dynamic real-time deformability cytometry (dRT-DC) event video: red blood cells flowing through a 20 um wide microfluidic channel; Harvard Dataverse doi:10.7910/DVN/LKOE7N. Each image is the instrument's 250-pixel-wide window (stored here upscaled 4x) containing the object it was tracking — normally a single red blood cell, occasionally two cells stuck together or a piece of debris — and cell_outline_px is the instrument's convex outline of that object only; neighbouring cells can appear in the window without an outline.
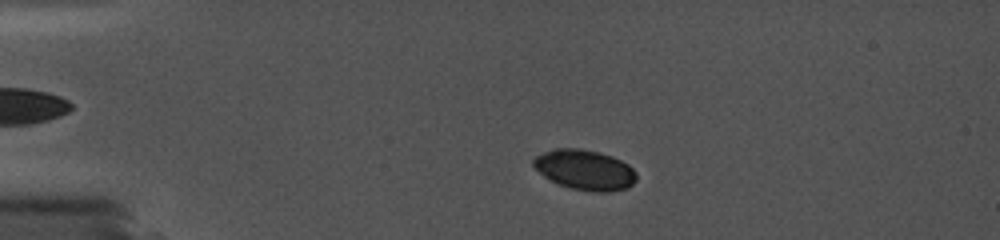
{"species": "common noctule bat (a hibernating species)", "species_latin": "Nyctalus noctula", "temperature_condition": "cold", "stored_images_in_passage": 42, "camera_frame_rate_fps": 5000, "um_per_image_px": 0.085, "animal": {"sex": "female", "body_mass_g": 19.0, "forearm_length_mm": 56.7}, "frame": {"image": 1, "passage_image": 12, "time_ms": 2.2, "image_size_px": [1000, 240], "cell_outline_px": [[636, 180], [628, 188], [608, 192], [596, 192], [572, 188], [560, 184], [544, 176], [532, 164], [532, 160], [536, 156], [544, 152], [556, 148], [580, 148], [600, 152], [612, 156], [628, 164], [636, 172]], "centroid_in_image_um": [49.74, 14.43], "position_along_channel_um": 35.3, "area_um2": 23.99}}
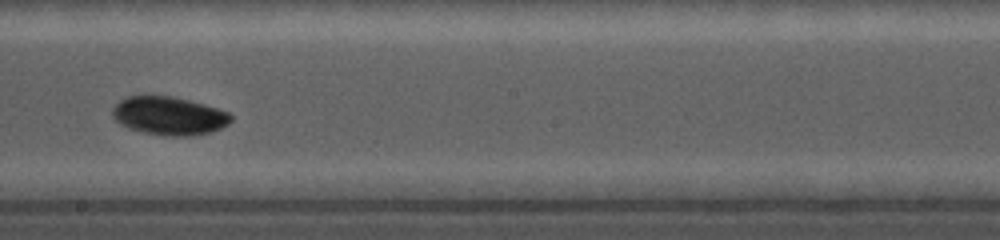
{"frame": {"image": 2, "passage_image": 32, "time_ms": 9.0, "image_size_px": [1000, 240], "cell_outline_px": [[232, 120], [228, 124], [212, 132], [192, 136], [168, 136], [144, 132], [128, 128], [120, 124], [112, 116], [112, 108], [120, 100], [128, 96], [172, 96], [204, 104], [228, 112], [232, 116]], "centroid_in_image_um": [14.37, 9.85], "position_along_channel_um": 233.8, "area_um2": 26.41}}
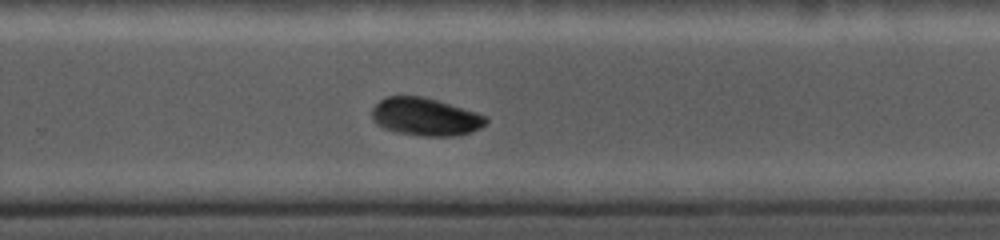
{"frame": {"image": 3, "passage_image": 35, "time_ms": 10.6, "image_size_px": [1000, 240], "cell_outline_px": [[488, 120], [480, 128], [472, 132], [456, 136], [424, 136], [396, 132], [384, 128], [376, 124], [372, 120], [372, 108], [384, 96], [424, 96], [476, 112], [488, 116]], "centroid_in_image_um": [36.15, 9.93], "position_along_channel_um": 293.7, "area_um2": 25.26}}